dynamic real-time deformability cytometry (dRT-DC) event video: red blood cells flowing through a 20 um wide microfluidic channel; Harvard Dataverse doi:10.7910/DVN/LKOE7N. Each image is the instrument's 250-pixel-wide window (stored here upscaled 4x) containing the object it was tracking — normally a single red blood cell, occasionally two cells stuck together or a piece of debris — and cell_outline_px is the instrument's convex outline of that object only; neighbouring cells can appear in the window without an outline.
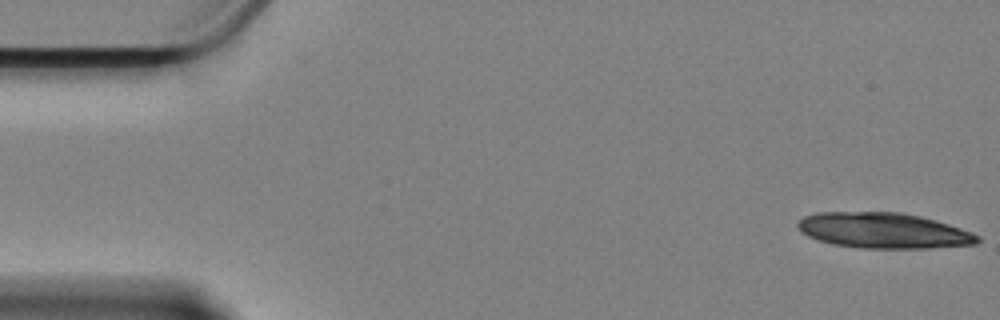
{"species": "Egyptian fruit bat (a non-hibernating species)", "species_latin": "Rousettus aegyptiacus", "temperature_condition": "cold", "stored_images_in_passage": 15, "camera_frame_rate_fps": 3000, "um_per_image_px": 0.085, "animal": {"sex": "female"}, "frame": {"image": 1, "passage_image": 1, "time_ms": 0.0, "image_size_px": [1000, 320], "cell_outline_px": [[980, 240], [976, 244], [928, 248], [860, 248], [832, 244], [808, 236], [800, 232], [796, 224], [804, 216], [816, 212], [900, 212], [920, 216], [936, 220], [972, 232], [980, 236]], "centroid_in_image_um": [75.09, 19.59], "position_along_channel_um": 9.9, "area_um2": 37.28}}